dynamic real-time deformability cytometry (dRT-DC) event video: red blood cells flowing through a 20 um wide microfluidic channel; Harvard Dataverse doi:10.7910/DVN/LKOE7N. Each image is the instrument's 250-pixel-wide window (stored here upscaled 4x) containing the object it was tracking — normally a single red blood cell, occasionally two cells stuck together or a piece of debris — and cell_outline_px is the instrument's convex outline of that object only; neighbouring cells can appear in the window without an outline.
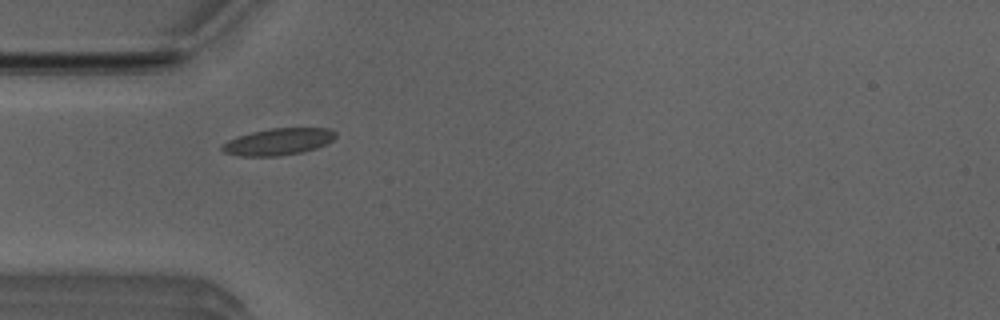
{"species": "Egyptian fruit bat (a non-hibernating species)", "species_latin": "Rousettus aegyptiacus", "temperature_condition": "room temperature", "stored_images_in_passage": 32, "camera_frame_rate_fps": 3000, "um_per_image_px": 0.085, "animal": {"sex": "male"}, "frame": {"image": 1, "passage_image": 1, "time_ms": 0.0, "image_size_px": [1000, 320], "cell_outline_px": [[336, 136], [332, 140], [316, 148], [300, 152], [280, 156], [240, 156], [224, 152], [220, 148], [228, 140], [236, 136], [268, 128], [328, 128], [336, 132]], "centroid_in_image_um": [23.63, 12.04], "position_along_channel_um": 61.4, "area_um2": 17.63}}
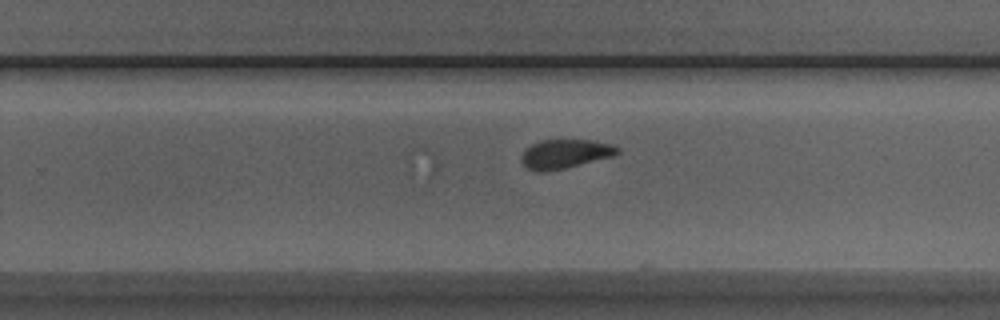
{"frame": {"image": 2, "passage_image": 18, "time_ms": 5.667, "image_size_px": [1000, 320], "cell_outline_px": [[620, 152], [616, 156], [564, 168], [544, 172], [536, 172], [528, 168], [520, 160], [524, 152], [532, 144], [540, 140], [592, 140], [612, 144], [620, 148]], "centroid_in_image_um": [48.08, 13.08], "position_along_channel_um": 281.7, "area_um2": 16.3}}
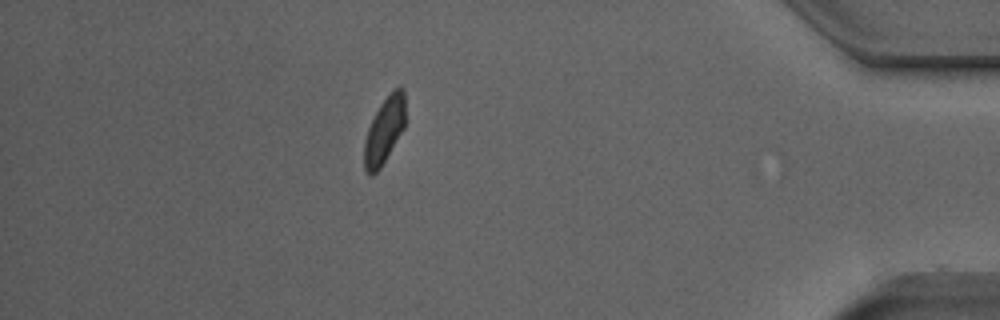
{"frame": {"image": 3, "passage_image": 31, "time_ms": 10.0, "image_size_px": [1000, 320], "cell_outline_px": [[404, 128], [380, 168], [372, 176], [368, 176], [364, 168], [364, 140], [368, 128], [380, 104], [392, 88], [400, 84], [404, 92]], "centroid_in_image_um": [32.66, 11.07], "position_along_channel_um": 402.5, "area_um2": 15.9}, "authors_computed_cell_mechanics": {"area_um2": 16.6753, "velocity_mm_per_s": 3.9148, "shape_relaxation_time_tau1_ms": 9.7875, "shape_relaxation_time_tau2_ms": 0.9605, "deformation_change_tau1": 0.1818, "deformation_change_tau2": 0.0742}}